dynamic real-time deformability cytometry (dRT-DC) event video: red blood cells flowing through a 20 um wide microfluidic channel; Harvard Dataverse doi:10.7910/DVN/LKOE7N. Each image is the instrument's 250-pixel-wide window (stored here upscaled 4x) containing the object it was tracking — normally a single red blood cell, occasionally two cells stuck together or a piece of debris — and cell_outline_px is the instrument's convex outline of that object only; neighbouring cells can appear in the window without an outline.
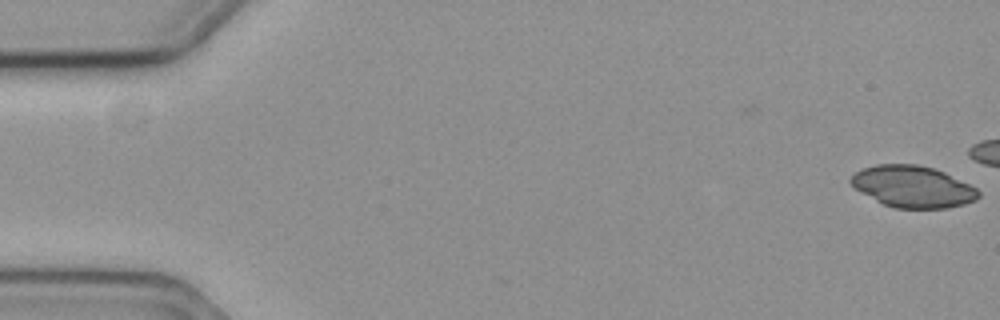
{"species": "common noctule bat (a hibernating species)", "species_latin": "Nyctalus noctula", "temperature_condition": "cold", "stored_images_in_passage": 12, "camera_frame_rate_fps": 3000, "um_per_image_px": 0.085, "animal": {"sex": "female", "body_mass_g": 19.3, "forearm_length_mm": 54.1}, "frame": {"image": 1, "passage_image": 1, "time_ms": 0.0, "image_size_px": [1000, 320], "cell_outline_px": [[980, 196], [976, 200], [964, 204], [948, 208], [892, 208], [860, 192], [848, 180], [856, 172], [864, 168], [876, 164], [916, 164], [932, 168], [944, 172], [976, 188], [980, 192]], "centroid_in_image_um": [77.59, 15.87], "position_along_channel_um": 7.4, "area_um2": 30.75}}